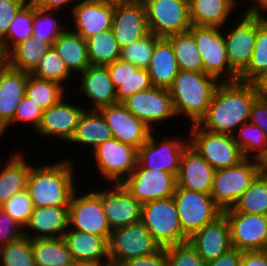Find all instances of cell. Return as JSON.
I'll return each mask as SVG.
<instances>
[{
  "label": "cell",
  "instance_id": "1",
  "mask_svg": "<svg viewBox=\"0 0 267 266\" xmlns=\"http://www.w3.org/2000/svg\"><path fill=\"white\" fill-rule=\"evenodd\" d=\"M257 98L253 83L221 82L197 125L210 132L233 135L249 120L252 104Z\"/></svg>",
  "mask_w": 267,
  "mask_h": 266
},
{
  "label": "cell",
  "instance_id": "2",
  "mask_svg": "<svg viewBox=\"0 0 267 266\" xmlns=\"http://www.w3.org/2000/svg\"><path fill=\"white\" fill-rule=\"evenodd\" d=\"M75 160L61 158L41 166H31L26 190L34 208L69 207L77 185Z\"/></svg>",
  "mask_w": 267,
  "mask_h": 266
},
{
  "label": "cell",
  "instance_id": "3",
  "mask_svg": "<svg viewBox=\"0 0 267 266\" xmlns=\"http://www.w3.org/2000/svg\"><path fill=\"white\" fill-rule=\"evenodd\" d=\"M220 83L216 77L204 72L180 70L168 88L177 117L184 116V121L197 124L205 115Z\"/></svg>",
  "mask_w": 267,
  "mask_h": 266
},
{
  "label": "cell",
  "instance_id": "4",
  "mask_svg": "<svg viewBox=\"0 0 267 266\" xmlns=\"http://www.w3.org/2000/svg\"><path fill=\"white\" fill-rule=\"evenodd\" d=\"M260 174L259 160L248 158L236 166L215 170L210 195L222 211L230 209Z\"/></svg>",
  "mask_w": 267,
  "mask_h": 266
},
{
  "label": "cell",
  "instance_id": "5",
  "mask_svg": "<svg viewBox=\"0 0 267 266\" xmlns=\"http://www.w3.org/2000/svg\"><path fill=\"white\" fill-rule=\"evenodd\" d=\"M141 222L160 247L189 241L181 227L173 197L142 204Z\"/></svg>",
  "mask_w": 267,
  "mask_h": 266
},
{
  "label": "cell",
  "instance_id": "6",
  "mask_svg": "<svg viewBox=\"0 0 267 266\" xmlns=\"http://www.w3.org/2000/svg\"><path fill=\"white\" fill-rule=\"evenodd\" d=\"M190 127L189 145L215 170L236 166L245 159L233 135L210 132L197 124Z\"/></svg>",
  "mask_w": 267,
  "mask_h": 266
},
{
  "label": "cell",
  "instance_id": "7",
  "mask_svg": "<svg viewBox=\"0 0 267 266\" xmlns=\"http://www.w3.org/2000/svg\"><path fill=\"white\" fill-rule=\"evenodd\" d=\"M189 31L202 57L204 73L216 77L220 82L238 81L239 75L228 61L222 28L191 25Z\"/></svg>",
  "mask_w": 267,
  "mask_h": 266
},
{
  "label": "cell",
  "instance_id": "8",
  "mask_svg": "<svg viewBox=\"0 0 267 266\" xmlns=\"http://www.w3.org/2000/svg\"><path fill=\"white\" fill-rule=\"evenodd\" d=\"M70 199L68 207V229L88 232L104 237L108 242L111 236V228L101 204V190H77ZM79 192V193H78Z\"/></svg>",
  "mask_w": 267,
  "mask_h": 266
},
{
  "label": "cell",
  "instance_id": "9",
  "mask_svg": "<svg viewBox=\"0 0 267 266\" xmlns=\"http://www.w3.org/2000/svg\"><path fill=\"white\" fill-rule=\"evenodd\" d=\"M152 131L148 140L138 149L137 162L148 170H162L178 176L183 151L189 145V136L178 134L156 137ZM159 138V139H158ZM186 138V139H185Z\"/></svg>",
  "mask_w": 267,
  "mask_h": 266
},
{
  "label": "cell",
  "instance_id": "10",
  "mask_svg": "<svg viewBox=\"0 0 267 266\" xmlns=\"http://www.w3.org/2000/svg\"><path fill=\"white\" fill-rule=\"evenodd\" d=\"M92 152L95 169L108 184L122 183L137 165L138 150L113 137Z\"/></svg>",
  "mask_w": 267,
  "mask_h": 266
},
{
  "label": "cell",
  "instance_id": "11",
  "mask_svg": "<svg viewBox=\"0 0 267 266\" xmlns=\"http://www.w3.org/2000/svg\"><path fill=\"white\" fill-rule=\"evenodd\" d=\"M108 244L109 262L116 266L149 256L161 248L141 221L112 230Z\"/></svg>",
  "mask_w": 267,
  "mask_h": 266
},
{
  "label": "cell",
  "instance_id": "12",
  "mask_svg": "<svg viewBox=\"0 0 267 266\" xmlns=\"http://www.w3.org/2000/svg\"><path fill=\"white\" fill-rule=\"evenodd\" d=\"M172 197L177 207L183 232L189 238L223 213L210 194L177 186Z\"/></svg>",
  "mask_w": 267,
  "mask_h": 266
},
{
  "label": "cell",
  "instance_id": "13",
  "mask_svg": "<svg viewBox=\"0 0 267 266\" xmlns=\"http://www.w3.org/2000/svg\"><path fill=\"white\" fill-rule=\"evenodd\" d=\"M149 32L160 38L189 31V0H144Z\"/></svg>",
  "mask_w": 267,
  "mask_h": 266
},
{
  "label": "cell",
  "instance_id": "14",
  "mask_svg": "<svg viewBox=\"0 0 267 266\" xmlns=\"http://www.w3.org/2000/svg\"><path fill=\"white\" fill-rule=\"evenodd\" d=\"M236 16L233 23L229 22L222 30L228 61L231 68L239 75L248 66L254 51L257 15L238 13Z\"/></svg>",
  "mask_w": 267,
  "mask_h": 266
},
{
  "label": "cell",
  "instance_id": "15",
  "mask_svg": "<svg viewBox=\"0 0 267 266\" xmlns=\"http://www.w3.org/2000/svg\"><path fill=\"white\" fill-rule=\"evenodd\" d=\"M136 118L142 120L152 131L158 132L163 122L178 118L173 99L167 88L155 87L137 92L122 103ZM156 126V127H155Z\"/></svg>",
  "mask_w": 267,
  "mask_h": 266
},
{
  "label": "cell",
  "instance_id": "16",
  "mask_svg": "<svg viewBox=\"0 0 267 266\" xmlns=\"http://www.w3.org/2000/svg\"><path fill=\"white\" fill-rule=\"evenodd\" d=\"M141 204L172 197L177 176L162 170L144 169L138 162L132 173L121 183Z\"/></svg>",
  "mask_w": 267,
  "mask_h": 266
},
{
  "label": "cell",
  "instance_id": "17",
  "mask_svg": "<svg viewBox=\"0 0 267 266\" xmlns=\"http://www.w3.org/2000/svg\"><path fill=\"white\" fill-rule=\"evenodd\" d=\"M230 227L234 248L245 251L267 250V215L223 211Z\"/></svg>",
  "mask_w": 267,
  "mask_h": 266
},
{
  "label": "cell",
  "instance_id": "18",
  "mask_svg": "<svg viewBox=\"0 0 267 266\" xmlns=\"http://www.w3.org/2000/svg\"><path fill=\"white\" fill-rule=\"evenodd\" d=\"M66 97V98H65ZM68 94L64 96L57 104L43 110L42 119L39 127L34 132L38 138H54L60 142H70L73 137L79 118L85 108L77 104H71ZM37 132V133H36ZM40 136V137H39Z\"/></svg>",
  "mask_w": 267,
  "mask_h": 266
},
{
  "label": "cell",
  "instance_id": "19",
  "mask_svg": "<svg viewBox=\"0 0 267 266\" xmlns=\"http://www.w3.org/2000/svg\"><path fill=\"white\" fill-rule=\"evenodd\" d=\"M101 189V204L111 230L141 221L142 204L121 183Z\"/></svg>",
  "mask_w": 267,
  "mask_h": 266
},
{
  "label": "cell",
  "instance_id": "20",
  "mask_svg": "<svg viewBox=\"0 0 267 266\" xmlns=\"http://www.w3.org/2000/svg\"><path fill=\"white\" fill-rule=\"evenodd\" d=\"M111 30L120 49L149 33L144 2L134 0L114 5Z\"/></svg>",
  "mask_w": 267,
  "mask_h": 266
},
{
  "label": "cell",
  "instance_id": "21",
  "mask_svg": "<svg viewBox=\"0 0 267 266\" xmlns=\"http://www.w3.org/2000/svg\"><path fill=\"white\" fill-rule=\"evenodd\" d=\"M109 126L113 138L137 150L148 140L152 130L136 118L122 103L98 109Z\"/></svg>",
  "mask_w": 267,
  "mask_h": 266
},
{
  "label": "cell",
  "instance_id": "22",
  "mask_svg": "<svg viewBox=\"0 0 267 266\" xmlns=\"http://www.w3.org/2000/svg\"><path fill=\"white\" fill-rule=\"evenodd\" d=\"M70 19L73 32L87 40L100 32L111 29L114 4L101 0H82L71 11ZM73 25V28H72Z\"/></svg>",
  "mask_w": 267,
  "mask_h": 266
},
{
  "label": "cell",
  "instance_id": "23",
  "mask_svg": "<svg viewBox=\"0 0 267 266\" xmlns=\"http://www.w3.org/2000/svg\"><path fill=\"white\" fill-rule=\"evenodd\" d=\"M77 76L80 80L77 83V89L81 91L80 96H86L85 100L88 99L89 105L92 103L90 108L87 105L85 110H98L117 104L116 88L110 79L107 66L90 65Z\"/></svg>",
  "mask_w": 267,
  "mask_h": 266
},
{
  "label": "cell",
  "instance_id": "24",
  "mask_svg": "<svg viewBox=\"0 0 267 266\" xmlns=\"http://www.w3.org/2000/svg\"><path fill=\"white\" fill-rule=\"evenodd\" d=\"M189 242L196 248L205 263L217 259L230 250L233 246L226 215L222 213L214 221L196 231L189 238Z\"/></svg>",
  "mask_w": 267,
  "mask_h": 266
},
{
  "label": "cell",
  "instance_id": "25",
  "mask_svg": "<svg viewBox=\"0 0 267 266\" xmlns=\"http://www.w3.org/2000/svg\"><path fill=\"white\" fill-rule=\"evenodd\" d=\"M215 169L194 148L188 145L182 153L177 186L211 194Z\"/></svg>",
  "mask_w": 267,
  "mask_h": 266
},
{
  "label": "cell",
  "instance_id": "26",
  "mask_svg": "<svg viewBox=\"0 0 267 266\" xmlns=\"http://www.w3.org/2000/svg\"><path fill=\"white\" fill-rule=\"evenodd\" d=\"M30 73L0 65V125L5 128L15 116L17 106L25 96Z\"/></svg>",
  "mask_w": 267,
  "mask_h": 266
},
{
  "label": "cell",
  "instance_id": "27",
  "mask_svg": "<svg viewBox=\"0 0 267 266\" xmlns=\"http://www.w3.org/2000/svg\"><path fill=\"white\" fill-rule=\"evenodd\" d=\"M63 238L74 262L84 265L109 262V244L104 237L68 229Z\"/></svg>",
  "mask_w": 267,
  "mask_h": 266
},
{
  "label": "cell",
  "instance_id": "28",
  "mask_svg": "<svg viewBox=\"0 0 267 266\" xmlns=\"http://www.w3.org/2000/svg\"><path fill=\"white\" fill-rule=\"evenodd\" d=\"M107 68L116 88L117 103H123L133 94L152 87L147 69L138 68L120 59L107 65Z\"/></svg>",
  "mask_w": 267,
  "mask_h": 266
},
{
  "label": "cell",
  "instance_id": "29",
  "mask_svg": "<svg viewBox=\"0 0 267 266\" xmlns=\"http://www.w3.org/2000/svg\"><path fill=\"white\" fill-rule=\"evenodd\" d=\"M68 230V207L33 208L24 235L34 238L63 237Z\"/></svg>",
  "mask_w": 267,
  "mask_h": 266
},
{
  "label": "cell",
  "instance_id": "30",
  "mask_svg": "<svg viewBox=\"0 0 267 266\" xmlns=\"http://www.w3.org/2000/svg\"><path fill=\"white\" fill-rule=\"evenodd\" d=\"M240 1L242 3V0H189L191 25L223 28L236 18L232 13L237 14Z\"/></svg>",
  "mask_w": 267,
  "mask_h": 266
},
{
  "label": "cell",
  "instance_id": "31",
  "mask_svg": "<svg viewBox=\"0 0 267 266\" xmlns=\"http://www.w3.org/2000/svg\"><path fill=\"white\" fill-rule=\"evenodd\" d=\"M19 150L0 163V207L15 194L26 190L31 164ZM5 163V164H4Z\"/></svg>",
  "mask_w": 267,
  "mask_h": 266
},
{
  "label": "cell",
  "instance_id": "32",
  "mask_svg": "<svg viewBox=\"0 0 267 266\" xmlns=\"http://www.w3.org/2000/svg\"><path fill=\"white\" fill-rule=\"evenodd\" d=\"M152 86L169 88L179 70L171 42L160 38L156 44L147 68Z\"/></svg>",
  "mask_w": 267,
  "mask_h": 266
},
{
  "label": "cell",
  "instance_id": "33",
  "mask_svg": "<svg viewBox=\"0 0 267 266\" xmlns=\"http://www.w3.org/2000/svg\"><path fill=\"white\" fill-rule=\"evenodd\" d=\"M52 47L65 62L68 70L75 75L82 73L90 66L87 41L73 32L69 27L57 37Z\"/></svg>",
  "mask_w": 267,
  "mask_h": 266
},
{
  "label": "cell",
  "instance_id": "34",
  "mask_svg": "<svg viewBox=\"0 0 267 266\" xmlns=\"http://www.w3.org/2000/svg\"><path fill=\"white\" fill-rule=\"evenodd\" d=\"M112 137L109 126L98 110H84L69 143L77 146H89L90 149L93 148V151Z\"/></svg>",
  "mask_w": 267,
  "mask_h": 266
},
{
  "label": "cell",
  "instance_id": "35",
  "mask_svg": "<svg viewBox=\"0 0 267 266\" xmlns=\"http://www.w3.org/2000/svg\"><path fill=\"white\" fill-rule=\"evenodd\" d=\"M51 47V43L32 36L17 44L4 57V62L10 68L31 73Z\"/></svg>",
  "mask_w": 267,
  "mask_h": 266
},
{
  "label": "cell",
  "instance_id": "36",
  "mask_svg": "<svg viewBox=\"0 0 267 266\" xmlns=\"http://www.w3.org/2000/svg\"><path fill=\"white\" fill-rule=\"evenodd\" d=\"M32 251L36 266H67L74 263L63 237L34 238Z\"/></svg>",
  "mask_w": 267,
  "mask_h": 266
},
{
  "label": "cell",
  "instance_id": "37",
  "mask_svg": "<svg viewBox=\"0 0 267 266\" xmlns=\"http://www.w3.org/2000/svg\"><path fill=\"white\" fill-rule=\"evenodd\" d=\"M35 5L29 0L12 19L6 36L0 41L3 58L19 43L33 36Z\"/></svg>",
  "mask_w": 267,
  "mask_h": 266
},
{
  "label": "cell",
  "instance_id": "38",
  "mask_svg": "<svg viewBox=\"0 0 267 266\" xmlns=\"http://www.w3.org/2000/svg\"><path fill=\"white\" fill-rule=\"evenodd\" d=\"M267 72V15H257V36L248 66L239 74L238 81L252 83Z\"/></svg>",
  "mask_w": 267,
  "mask_h": 266
},
{
  "label": "cell",
  "instance_id": "39",
  "mask_svg": "<svg viewBox=\"0 0 267 266\" xmlns=\"http://www.w3.org/2000/svg\"><path fill=\"white\" fill-rule=\"evenodd\" d=\"M171 42L179 70L204 72L203 60L190 31L167 37Z\"/></svg>",
  "mask_w": 267,
  "mask_h": 266
},
{
  "label": "cell",
  "instance_id": "40",
  "mask_svg": "<svg viewBox=\"0 0 267 266\" xmlns=\"http://www.w3.org/2000/svg\"><path fill=\"white\" fill-rule=\"evenodd\" d=\"M86 41L90 65L107 66L120 58L121 49L111 29L100 32Z\"/></svg>",
  "mask_w": 267,
  "mask_h": 266
},
{
  "label": "cell",
  "instance_id": "41",
  "mask_svg": "<svg viewBox=\"0 0 267 266\" xmlns=\"http://www.w3.org/2000/svg\"><path fill=\"white\" fill-rule=\"evenodd\" d=\"M69 92L63 85L28 75L25 95L43 110L57 104Z\"/></svg>",
  "mask_w": 267,
  "mask_h": 266
},
{
  "label": "cell",
  "instance_id": "42",
  "mask_svg": "<svg viewBox=\"0 0 267 266\" xmlns=\"http://www.w3.org/2000/svg\"><path fill=\"white\" fill-rule=\"evenodd\" d=\"M233 138L244 158L259 160L267 152V138L263 130L249 121L235 131Z\"/></svg>",
  "mask_w": 267,
  "mask_h": 266
},
{
  "label": "cell",
  "instance_id": "43",
  "mask_svg": "<svg viewBox=\"0 0 267 266\" xmlns=\"http://www.w3.org/2000/svg\"><path fill=\"white\" fill-rule=\"evenodd\" d=\"M225 211L267 215V178L260 174L236 204Z\"/></svg>",
  "mask_w": 267,
  "mask_h": 266
},
{
  "label": "cell",
  "instance_id": "44",
  "mask_svg": "<svg viewBox=\"0 0 267 266\" xmlns=\"http://www.w3.org/2000/svg\"><path fill=\"white\" fill-rule=\"evenodd\" d=\"M30 75L38 79L56 81L65 88H69L66 84L74 77L53 47L46 52Z\"/></svg>",
  "mask_w": 267,
  "mask_h": 266
},
{
  "label": "cell",
  "instance_id": "45",
  "mask_svg": "<svg viewBox=\"0 0 267 266\" xmlns=\"http://www.w3.org/2000/svg\"><path fill=\"white\" fill-rule=\"evenodd\" d=\"M61 11L43 10L35 5L33 22V37L53 44L57 37L66 29L67 25H62L64 15H56ZM61 17V18H59ZM62 20V22H61ZM61 23V24H60Z\"/></svg>",
  "mask_w": 267,
  "mask_h": 266
},
{
  "label": "cell",
  "instance_id": "46",
  "mask_svg": "<svg viewBox=\"0 0 267 266\" xmlns=\"http://www.w3.org/2000/svg\"><path fill=\"white\" fill-rule=\"evenodd\" d=\"M0 266H36L32 239L23 235L0 248Z\"/></svg>",
  "mask_w": 267,
  "mask_h": 266
},
{
  "label": "cell",
  "instance_id": "47",
  "mask_svg": "<svg viewBox=\"0 0 267 266\" xmlns=\"http://www.w3.org/2000/svg\"><path fill=\"white\" fill-rule=\"evenodd\" d=\"M160 39L149 32L143 38L120 50V60L134 64L141 69H147L150 64L155 44Z\"/></svg>",
  "mask_w": 267,
  "mask_h": 266
},
{
  "label": "cell",
  "instance_id": "48",
  "mask_svg": "<svg viewBox=\"0 0 267 266\" xmlns=\"http://www.w3.org/2000/svg\"><path fill=\"white\" fill-rule=\"evenodd\" d=\"M168 266H205L196 248L189 242L165 247Z\"/></svg>",
  "mask_w": 267,
  "mask_h": 266
},
{
  "label": "cell",
  "instance_id": "49",
  "mask_svg": "<svg viewBox=\"0 0 267 266\" xmlns=\"http://www.w3.org/2000/svg\"><path fill=\"white\" fill-rule=\"evenodd\" d=\"M1 208L24 228L34 207L27 190H24L12 196Z\"/></svg>",
  "mask_w": 267,
  "mask_h": 266
},
{
  "label": "cell",
  "instance_id": "50",
  "mask_svg": "<svg viewBox=\"0 0 267 266\" xmlns=\"http://www.w3.org/2000/svg\"><path fill=\"white\" fill-rule=\"evenodd\" d=\"M42 115L43 109L25 95L17 106V111L15 113L14 119L4 128L5 132L8 131L9 128H13V123H16L17 126L19 122H22V124H31V126H33L32 129L34 128V130L36 131L40 125Z\"/></svg>",
  "mask_w": 267,
  "mask_h": 266
},
{
  "label": "cell",
  "instance_id": "51",
  "mask_svg": "<svg viewBox=\"0 0 267 266\" xmlns=\"http://www.w3.org/2000/svg\"><path fill=\"white\" fill-rule=\"evenodd\" d=\"M23 235L24 228L0 207V248Z\"/></svg>",
  "mask_w": 267,
  "mask_h": 266
},
{
  "label": "cell",
  "instance_id": "52",
  "mask_svg": "<svg viewBox=\"0 0 267 266\" xmlns=\"http://www.w3.org/2000/svg\"><path fill=\"white\" fill-rule=\"evenodd\" d=\"M29 0H0V41L6 36L9 25L16 13Z\"/></svg>",
  "mask_w": 267,
  "mask_h": 266
},
{
  "label": "cell",
  "instance_id": "53",
  "mask_svg": "<svg viewBox=\"0 0 267 266\" xmlns=\"http://www.w3.org/2000/svg\"><path fill=\"white\" fill-rule=\"evenodd\" d=\"M120 266H168L166 250L161 247L157 252L149 256L127 260Z\"/></svg>",
  "mask_w": 267,
  "mask_h": 266
},
{
  "label": "cell",
  "instance_id": "54",
  "mask_svg": "<svg viewBox=\"0 0 267 266\" xmlns=\"http://www.w3.org/2000/svg\"><path fill=\"white\" fill-rule=\"evenodd\" d=\"M248 121L259 126L267 138V101L257 98L253 102Z\"/></svg>",
  "mask_w": 267,
  "mask_h": 266
},
{
  "label": "cell",
  "instance_id": "55",
  "mask_svg": "<svg viewBox=\"0 0 267 266\" xmlns=\"http://www.w3.org/2000/svg\"><path fill=\"white\" fill-rule=\"evenodd\" d=\"M242 251L232 247L217 259L205 263V266H240Z\"/></svg>",
  "mask_w": 267,
  "mask_h": 266
},
{
  "label": "cell",
  "instance_id": "56",
  "mask_svg": "<svg viewBox=\"0 0 267 266\" xmlns=\"http://www.w3.org/2000/svg\"><path fill=\"white\" fill-rule=\"evenodd\" d=\"M30 1L38 8L43 10L62 11L64 8L66 9L68 8V6H70L71 8L69 12H71L73 7H75L82 0H30Z\"/></svg>",
  "mask_w": 267,
  "mask_h": 266
},
{
  "label": "cell",
  "instance_id": "57",
  "mask_svg": "<svg viewBox=\"0 0 267 266\" xmlns=\"http://www.w3.org/2000/svg\"><path fill=\"white\" fill-rule=\"evenodd\" d=\"M240 266H267V250L242 252Z\"/></svg>",
  "mask_w": 267,
  "mask_h": 266
},
{
  "label": "cell",
  "instance_id": "58",
  "mask_svg": "<svg viewBox=\"0 0 267 266\" xmlns=\"http://www.w3.org/2000/svg\"><path fill=\"white\" fill-rule=\"evenodd\" d=\"M250 2H252V4L247 7L245 12H239L249 15H266L265 12H267V0H250Z\"/></svg>",
  "mask_w": 267,
  "mask_h": 266
},
{
  "label": "cell",
  "instance_id": "59",
  "mask_svg": "<svg viewBox=\"0 0 267 266\" xmlns=\"http://www.w3.org/2000/svg\"><path fill=\"white\" fill-rule=\"evenodd\" d=\"M255 90L257 92V97L259 99L267 101V72L260 75L253 82Z\"/></svg>",
  "mask_w": 267,
  "mask_h": 266
},
{
  "label": "cell",
  "instance_id": "60",
  "mask_svg": "<svg viewBox=\"0 0 267 266\" xmlns=\"http://www.w3.org/2000/svg\"><path fill=\"white\" fill-rule=\"evenodd\" d=\"M260 173L267 178V152L259 159Z\"/></svg>",
  "mask_w": 267,
  "mask_h": 266
},
{
  "label": "cell",
  "instance_id": "61",
  "mask_svg": "<svg viewBox=\"0 0 267 266\" xmlns=\"http://www.w3.org/2000/svg\"><path fill=\"white\" fill-rule=\"evenodd\" d=\"M103 2H106V3H111V4H119V3H126V2H131V1H134V0H101Z\"/></svg>",
  "mask_w": 267,
  "mask_h": 266
},
{
  "label": "cell",
  "instance_id": "62",
  "mask_svg": "<svg viewBox=\"0 0 267 266\" xmlns=\"http://www.w3.org/2000/svg\"><path fill=\"white\" fill-rule=\"evenodd\" d=\"M84 266H112L111 262H106L103 264H93V265H84Z\"/></svg>",
  "mask_w": 267,
  "mask_h": 266
},
{
  "label": "cell",
  "instance_id": "63",
  "mask_svg": "<svg viewBox=\"0 0 267 266\" xmlns=\"http://www.w3.org/2000/svg\"><path fill=\"white\" fill-rule=\"evenodd\" d=\"M4 134H5V129L0 125V139H2Z\"/></svg>",
  "mask_w": 267,
  "mask_h": 266
},
{
  "label": "cell",
  "instance_id": "64",
  "mask_svg": "<svg viewBox=\"0 0 267 266\" xmlns=\"http://www.w3.org/2000/svg\"><path fill=\"white\" fill-rule=\"evenodd\" d=\"M67 266H84V264L74 262L73 264Z\"/></svg>",
  "mask_w": 267,
  "mask_h": 266
},
{
  "label": "cell",
  "instance_id": "65",
  "mask_svg": "<svg viewBox=\"0 0 267 266\" xmlns=\"http://www.w3.org/2000/svg\"><path fill=\"white\" fill-rule=\"evenodd\" d=\"M4 62V58L3 56L1 55V52H0V65Z\"/></svg>",
  "mask_w": 267,
  "mask_h": 266
}]
</instances>
